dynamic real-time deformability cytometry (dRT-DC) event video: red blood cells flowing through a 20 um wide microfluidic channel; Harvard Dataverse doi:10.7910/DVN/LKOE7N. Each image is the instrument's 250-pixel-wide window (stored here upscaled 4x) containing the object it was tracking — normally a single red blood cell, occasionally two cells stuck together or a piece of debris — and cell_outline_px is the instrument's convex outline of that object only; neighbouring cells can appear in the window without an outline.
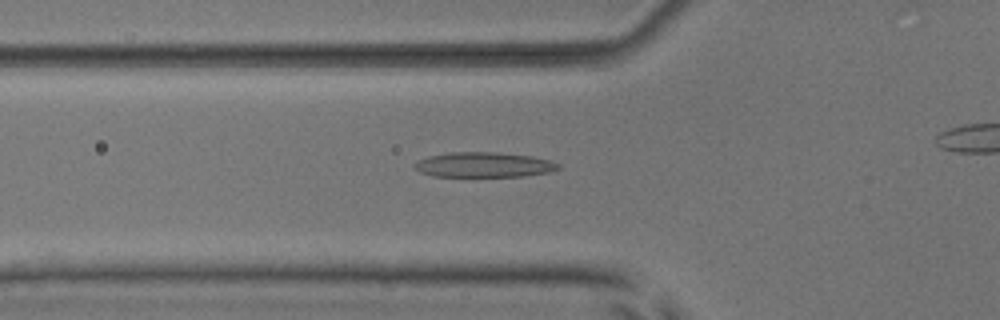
{"species": "common noctule bat (a hibernating species)", "species_latin": "Nyctalus noctula", "temperature_condition": "room temperature", "stored_images_in_passage": 43, "camera_frame_rate_fps": 3000, "um_per_image_px": 0.085, "animal": {"sex": "male", "body_mass_g": 17.9, "forearm_length_mm": 54.2}, "frame": {"image": 1, "passage_image": 18, "time_ms": 5.667, "image_size_px": [1000, 320], "cell_outline_px": [[560, 168], [548, 172], [524, 176], [432, 176], [420, 172], [412, 168], [412, 164], [416, 160], [428, 156], [452, 152], [496, 152], [532, 156], [552, 160], [560, 164]], "centroid_in_image_um": [41.09, 14.0], "position_along_channel_um": 84.7, "area_um2": 21.15}}
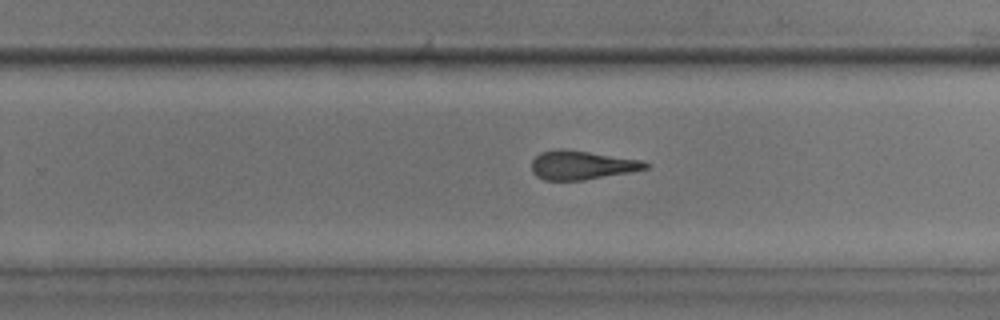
{"frame": {"image": 2, "passage_image": 33, "time_ms": 10.667, "image_size_px": [1000, 320], "cell_outline_px": [[652, 164], [648, 168], [628, 172], [584, 180], [544, 180], [536, 176], [532, 172], [532, 160], [540, 152], [556, 148], [564, 148], [640, 160]], "centroid_in_image_um": [49.41, 14.02], "position_along_channel_um": 280.4, "area_um2": 19.13}}
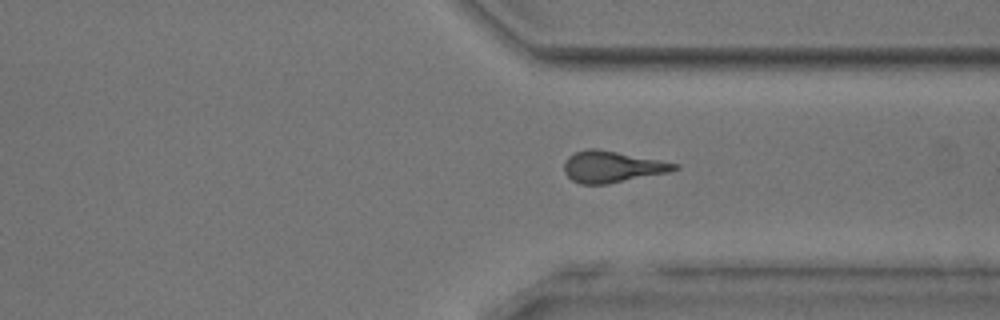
{"frame": {"image": 3, "passage_image": 39, "time_ms": 12.667, "image_size_px": [1000, 320], "cell_outline_px": [[680, 168], [668, 172], [608, 184], [580, 184], [572, 180], [564, 172], [564, 164], [568, 156], [576, 152], [588, 148], [596, 148], [660, 160], [680, 164]], "centroid_in_image_um": [52.02, 14.17], "position_along_channel_um": 359.4, "area_um2": 20.11}}